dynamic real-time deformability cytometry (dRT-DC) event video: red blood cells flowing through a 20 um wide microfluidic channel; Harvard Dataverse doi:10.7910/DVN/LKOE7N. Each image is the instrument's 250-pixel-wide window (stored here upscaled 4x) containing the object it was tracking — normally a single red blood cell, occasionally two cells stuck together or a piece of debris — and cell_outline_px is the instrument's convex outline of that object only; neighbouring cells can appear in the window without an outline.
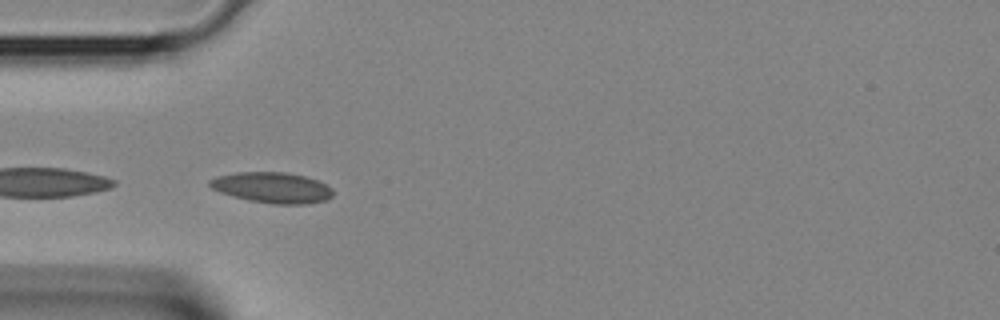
{"species": "Egyptian fruit bat (a non-hibernating species)", "species_latin": "Rousettus aegyptiacus", "temperature_condition": "room temperature", "stored_images_in_passage": 28, "camera_frame_rate_fps": 3000, "um_per_image_px": 0.085, "animal": {"sex": "female"}, "frame": {"image": 1, "passage_image": 11, "time_ms": 3.333, "image_size_px": [1000, 320], "cell_outline_px": [[332, 196], [328, 200], [308, 204], [272, 204], [248, 200], [232, 196], [220, 192], [212, 188], [208, 184], [208, 180], [216, 176], [236, 172], [288, 172], [304, 176], [316, 180], [332, 188]], "centroid_in_image_um": [23.12, 15.95], "position_along_channel_um": 61.9, "area_um2": 22.2}}
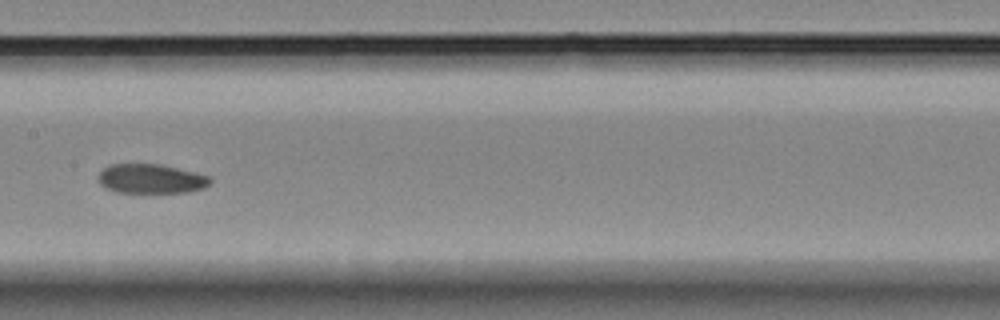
{"frame": {"image": 2, "passage_image": 19, "time_ms": 6.0, "image_size_px": [1000, 320], "cell_outline_px": [[212, 180], [204, 188], [188, 192], [116, 192], [100, 184], [96, 176], [108, 164], [160, 164], [196, 172], [208, 176]], "centroid_in_image_um": [12.82, 15.18], "position_along_channel_um": 194.6, "area_um2": 19.13}}
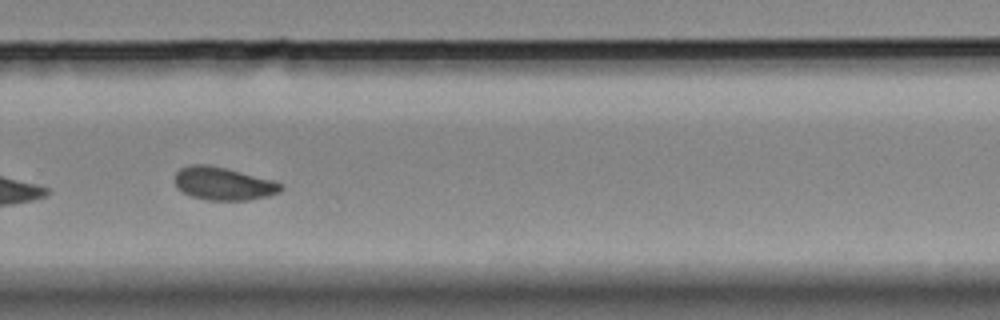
{"frame": {"image": 3, "passage_image": 26, "time_ms": 8.333, "image_size_px": [1000, 320], "cell_outline_px": [[284, 188], [280, 192], [268, 196], [248, 200], [208, 200], [192, 196], [176, 188], [172, 180], [176, 172], [180, 168], [188, 164], [208, 164], [228, 168], [276, 180]], "centroid_in_image_um": [18.97, 15.58], "position_along_channel_um": 310.8, "area_um2": 20.87}}